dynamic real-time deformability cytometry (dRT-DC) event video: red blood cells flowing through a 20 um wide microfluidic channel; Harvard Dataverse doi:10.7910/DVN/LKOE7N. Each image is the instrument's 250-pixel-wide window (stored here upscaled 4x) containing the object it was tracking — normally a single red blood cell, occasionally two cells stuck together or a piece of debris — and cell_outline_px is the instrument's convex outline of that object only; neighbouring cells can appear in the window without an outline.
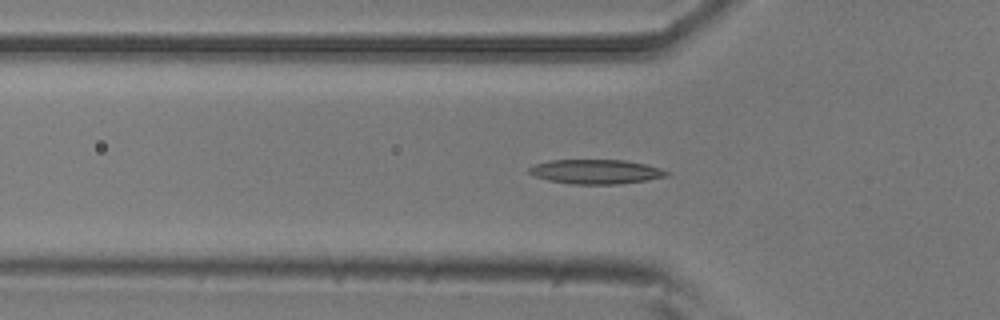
{"species": "common noctule bat (a hibernating species)", "species_latin": "Nyctalus noctula", "temperature_condition": "room temperature", "stored_images_in_passage": 53, "camera_frame_rate_fps": 3000, "um_per_image_px": 0.085, "animal": {"sex": "male", "body_mass_g": 20.5, "forearm_length_mm": 52.5}, "frame": {"image": 1, "passage_image": 16, "time_ms": 5.0, "image_size_px": [1000, 320], "cell_outline_px": [[672, 172], [668, 176], [648, 180], [616, 184], [572, 184], [548, 180], [536, 176], [528, 172], [528, 168], [532, 164], [548, 160], [624, 160], [648, 164]], "centroid_in_image_um": [50.67, 14.58], "position_along_channel_um": 75.1, "area_um2": 19.77}}
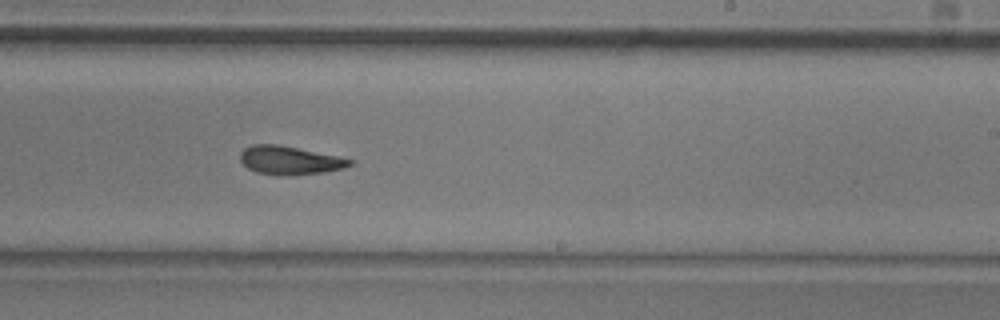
{"frame": {"image": 2, "passage_image": 31, "time_ms": 10.0, "image_size_px": [1000, 320], "cell_outline_px": [[352, 164], [344, 168], [324, 172], [288, 176], [276, 176], [256, 172], [248, 168], [240, 160], [240, 152], [244, 148], [252, 144], [276, 144], [336, 156], [352, 160]], "centroid_in_image_um": [24.57, 13.64], "position_along_channel_um": 264.4, "area_um2": 18.09}}
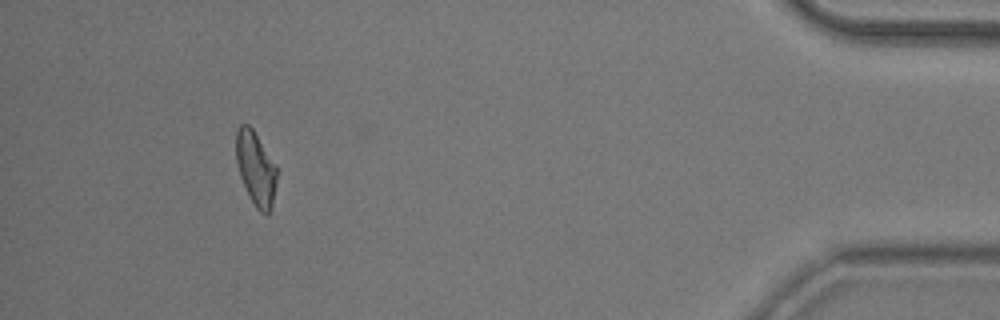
{"frame": {"image": 3, "passage_image": 48, "time_ms": 15.667, "image_size_px": [1000, 320], "cell_outline_px": [[276, 184], [272, 208], [268, 216], [260, 212], [256, 208], [240, 176], [236, 160], [236, 128], [240, 124], [248, 124], [252, 128], [276, 164]], "centroid_in_image_um": [21.75, 14.31], "position_along_channel_um": 413.5, "area_um2": 17.51}, "authors_computed_cell_mechanics": {"area_um2": 18.3804, "velocity_mm_per_s": 3.7696, "shape_relaxation_time_tau1_ms": 6.3992, "shape_relaxation_time_tau2_ms": 4.6397, "deformation_change_tau1": 0.1889, "deformation_change_tau2": 0.1294}}